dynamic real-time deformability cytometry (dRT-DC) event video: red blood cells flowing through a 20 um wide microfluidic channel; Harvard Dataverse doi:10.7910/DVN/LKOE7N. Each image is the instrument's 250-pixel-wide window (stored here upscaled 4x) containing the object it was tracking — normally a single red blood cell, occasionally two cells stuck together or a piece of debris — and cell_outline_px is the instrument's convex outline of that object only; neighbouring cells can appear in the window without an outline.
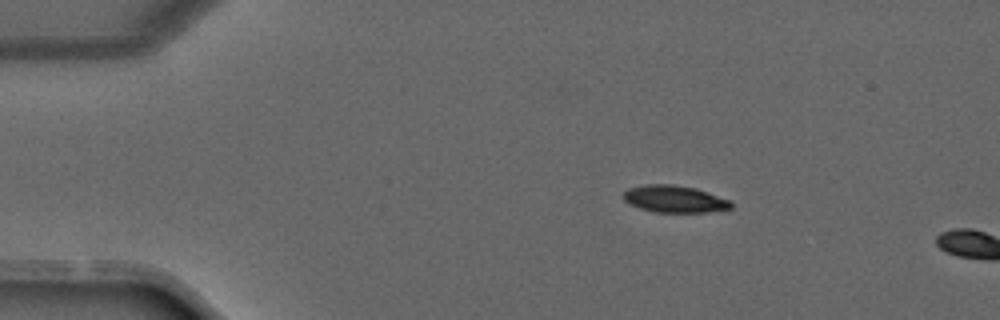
{"species": "common noctule bat (a hibernating species)", "species_latin": "Nyctalus noctula", "temperature_condition": "warm", "stored_images_in_passage": 3, "camera_frame_rate_fps": 3000, "um_per_image_px": 0.085, "animal": {"sex": "male", "forearm_length_mm": 52.5}, "frame": {"image": 1, "passage_image": 1, "time_ms": 0.0, "image_size_px": [1000, 320], "cell_outline_px": [[732, 208], [708, 212], [652, 212], [628, 204], [620, 196], [628, 188], [644, 184], [672, 184], [696, 188], [728, 200], [732, 204]], "centroid_in_image_um": [57.25, 16.91], "position_along_channel_um": 27.7, "area_um2": 17.05}}